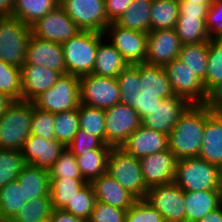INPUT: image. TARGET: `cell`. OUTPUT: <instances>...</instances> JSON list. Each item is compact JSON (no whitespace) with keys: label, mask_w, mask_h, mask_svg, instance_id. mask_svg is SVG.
I'll return each instance as SVG.
<instances>
[{"label":"cell","mask_w":222,"mask_h":222,"mask_svg":"<svg viewBox=\"0 0 222 222\" xmlns=\"http://www.w3.org/2000/svg\"><path fill=\"white\" fill-rule=\"evenodd\" d=\"M0 92L15 101L22 100L21 70L0 60Z\"/></svg>","instance_id":"42"},{"label":"cell","mask_w":222,"mask_h":222,"mask_svg":"<svg viewBox=\"0 0 222 222\" xmlns=\"http://www.w3.org/2000/svg\"><path fill=\"white\" fill-rule=\"evenodd\" d=\"M21 70L22 101L32 102L50 89L61 76L58 71L36 64H23Z\"/></svg>","instance_id":"22"},{"label":"cell","mask_w":222,"mask_h":222,"mask_svg":"<svg viewBox=\"0 0 222 222\" xmlns=\"http://www.w3.org/2000/svg\"><path fill=\"white\" fill-rule=\"evenodd\" d=\"M30 26L12 16L0 19V60L21 67L31 37Z\"/></svg>","instance_id":"7"},{"label":"cell","mask_w":222,"mask_h":222,"mask_svg":"<svg viewBox=\"0 0 222 222\" xmlns=\"http://www.w3.org/2000/svg\"><path fill=\"white\" fill-rule=\"evenodd\" d=\"M52 211L51 196L35 198L20 207L12 222H47Z\"/></svg>","instance_id":"37"},{"label":"cell","mask_w":222,"mask_h":222,"mask_svg":"<svg viewBox=\"0 0 222 222\" xmlns=\"http://www.w3.org/2000/svg\"><path fill=\"white\" fill-rule=\"evenodd\" d=\"M49 222H86L63 209H52Z\"/></svg>","instance_id":"52"},{"label":"cell","mask_w":222,"mask_h":222,"mask_svg":"<svg viewBox=\"0 0 222 222\" xmlns=\"http://www.w3.org/2000/svg\"><path fill=\"white\" fill-rule=\"evenodd\" d=\"M14 99L0 92V117L8 110V108L14 103Z\"/></svg>","instance_id":"55"},{"label":"cell","mask_w":222,"mask_h":222,"mask_svg":"<svg viewBox=\"0 0 222 222\" xmlns=\"http://www.w3.org/2000/svg\"><path fill=\"white\" fill-rule=\"evenodd\" d=\"M25 165L21 151L0 149V189L16 180Z\"/></svg>","instance_id":"40"},{"label":"cell","mask_w":222,"mask_h":222,"mask_svg":"<svg viewBox=\"0 0 222 222\" xmlns=\"http://www.w3.org/2000/svg\"><path fill=\"white\" fill-rule=\"evenodd\" d=\"M177 158L167 149L140 159L144 182L148 188L173 182Z\"/></svg>","instance_id":"19"},{"label":"cell","mask_w":222,"mask_h":222,"mask_svg":"<svg viewBox=\"0 0 222 222\" xmlns=\"http://www.w3.org/2000/svg\"><path fill=\"white\" fill-rule=\"evenodd\" d=\"M128 65L123 56L107 40V37L100 41L96 53L93 74L116 78Z\"/></svg>","instance_id":"26"},{"label":"cell","mask_w":222,"mask_h":222,"mask_svg":"<svg viewBox=\"0 0 222 222\" xmlns=\"http://www.w3.org/2000/svg\"><path fill=\"white\" fill-rule=\"evenodd\" d=\"M145 200L162 215L164 222H185L184 190L174 182L150 187Z\"/></svg>","instance_id":"12"},{"label":"cell","mask_w":222,"mask_h":222,"mask_svg":"<svg viewBox=\"0 0 222 222\" xmlns=\"http://www.w3.org/2000/svg\"><path fill=\"white\" fill-rule=\"evenodd\" d=\"M151 3L152 0H133L127 11L115 23L126 29L149 33L151 31Z\"/></svg>","instance_id":"28"},{"label":"cell","mask_w":222,"mask_h":222,"mask_svg":"<svg viewBox=\"0 0 222 222\" xmlns=\"http://www.w3.org/2000/svg\"><path fill=\"white\" fill-rule=\"evenodd\" d=\"M198 157L222 167V114L213 113L207 107L202 147Z\"/></svg>","instance_id":"23"},{"label":"cell","mask_w":222,"mask_h":222,"mask_svg":"<svg viewBox=\"0 0 222 222\" xmlns=\"http://www.w3.org/2000/svg\"><path fill=\"white\" fill-rule=\"evenodd\" d=\"M66 147L56 139L30 134L21 149L25 164L49 171Z\"/></svg>","instance_id":"18"},{"label":"cell","mask_w":222,"mask_h":222,"mask_svg":"<svg viewBox=\"0 0 222 222\" xmlns=\"http://www.w3.org/2000/svg\"><path fill=\"white\" fill-rule=\"evenodd\" d=\"M206 26L210 39H222V0H214L209 7Z\"/></svg>","instance_id":"48"},{"label":"cell","mask_w":222,"mask_h":222,"mask_svg":"<svg viewBox=\"0 0 222 222\" xmlns=\"http://www.w3.org/2000/svg\"><path fill=\"white\" fill-rule=\"evenodd\" d=\"M219 191L222 194V167L220 168Z\"/></svg>","instance_id":"57"},{"label":"cell","mask_w":222,"mask_h":222,"mask_svg":"<svg viewBox=\"0 0 222 222\" xmlns=\"http://www.w3.org/2000/svg\"><path fill=\"white\" fill-rule=\"evenodd\" d=\"M67 148L72 154L79 156L93 149H112V146L104 144L97 136L79 128Z\"/></svg>","instance_id":"45"},{"label":"cell","mask_w":222,"mask_h":222,"mask_svg":"<svg viewBox=\"0 0 222 222\" xmlns=\"http://www.w3.org/2000/svg\"><path fill=\"white\" fill-rule=\"evenodd\" d=\"M206 106L191 104L168 134V149L177 159L198 157L203 140Z\"/></svg>","instance_id":"2"},{"label":"cell","mask_w":222,"mask_h":222,"mask_svg":"<svg viewBox=\"0 0 222 222\" xmlns=\"http://www.w3.org/2000/svg\"><path fill=\"white\" fill-rule=\"evenodd\" d=\"M185 222H197L222 205L219 190L184 191Z\"/></svg>","instance_id":"25"},{"label":"cell","mask_w":222,"mask_h":222,"mask_svg":"<svg viewBox=\"0 0 222 222\" xmlns=\"http://www.w3.org/2000/svg\"><path fill=\"white\" fill-rule=\"evenodd\" d=\"M30 29L32 35L58 44H63L81 31L60 5L38 19Z\"/></svg>","instance_id":"15"},{"label":"cell","mask_w":222,"mask_h":222,"mask_svg":"<svg viewBox=\"0 0 222 222\" xmlns=\"http://www.w3.org/2000/svg\"><path fill=\"white\" fill-rule=\"evenodd\" d=\"M107 174L137 199H145L149 188L144 182L140 161L121 147H112L107 161Z\"/></svg>","instance_id":"6"},{"label":"cell","mask_w":222,"mask_h":222,"mask_svg":"<svg viewBox=\"0 0 222 222\" xmlns=\"http://www.w3.org/2000/svg\"><path fill=\"white\" fill-rule=\"evenodd\" d=\"M116 80L120 103L130 105L141 119L163 99L175 95L163 66L148 63L128 65Z\"/></svg>","instance_id":"1"},{"label":"cell","mask_w":222,"mask_h":222,"mask_svg":"<svg viewBox=\"0 0 222 222\" xmlns=\"http://www.w3.org/2000/svg\"><path fill=\"white\" fill-rule=\"evenodd\" d=\"M55 114L41 110L33 105V114L30 124V132L41 135L45 139H56L54 134Z\"/></svg>","instance_id":"44"},{"label":"cell","mask_w":222,"mask_h":222,"mask_svg":"<svg viewBox=\"0 0 222 222\" xmlns=\"http://www.w3.org/2000/svg\"><path fill=\"white\" fill-rule=\"evenodd\" d=\"M182 45L175 28L152 30L148 33L145 63L164 66L178 58Z\"/></svg>","instance_id":"16"},{"label":"cell","mask_w":222,"mask_h":222,"mask_svg":"<svg viewBox=\"0 0 222 222\" xmlns=\"http://www.w3.org/2000/svg\"><path fill=\"white\" fill-rule=\"evenodd\" d=\"M207 72L203 82L206 93L222 82V39H210Z\"/></svg>","instance_id":"38"},{"label":"cell","mask_w":222,"mask_h":222,"mask_svg":"<svg viewBox=\"0 0 222 222\" xmlns=\"http://www.w3.org/2000/svg\"><path fill=\"white\" fill-rule=\"evenodd\" d=\"M179 17H207L212 3H186L178 0Z\"/></svg>","instance_id":"49"},{"label":"cell","mask_w":222,"mask_h":222,"mask_svg":"<svg viewBox=\"0 0 222 222\" xmlns=\"http://www.w3.org/2000/svg\"><path fill=\"white\" fill-rule=\"evenodd\" d=\"M104 33L80 31L62 44L67 74L84 76L93 72L96 53Z\"/></svg>","instance_id":"3"},{"label":"cell","mask_w":222,"mask_h":222,"mask_svg":"<svg viewBox=\"0 0 222 222\" xmlns=\"http://www.w3.org/2000/svg\"><path fill=\"white\" fill-rule=\"evenodd\" d=\"M59 5L82 31L104 33L110 24L105 0H59Z\"/></svg>","instance_id":"9"},{"label":"cell","mask_w":222,"mask_h":222,"mask_svg":"<svg viewBox=\"0 0 222 222\" xmlns=\"http://www.w3.org/2000/svg\"><path fill=\"white\" fill-rule=\"evenodd\" d=\"M0 222H12L11 220H0Z\"/></svg>","instance_id":"58"},{"label":"cell","mask_w":222,"mask_h":222,"mask_svg":"<svg viewBox=\"0 0 222 222\" xmlns=\"http://www.w3.org/2000/svg\"><path fill=\"white\" fill-rule=\"evenodd\" d=\"M14 0H0V16L9 17L13 13Z\"/></svg>","instance_id":"54"},{"label":"cell","mask_w":222,"mask_h":222,"mask_svg":"<svg viewBox=\"0 0 222 222\" xmlns=\"http://www.w3.org/2000/svg\"><path fill=\"white\" fill-rule=\"evenodd\" d=\"M23 187L27 202L42 196H50L49 171L26 164L16 179Z\"/></svg>","instance_id":"27"},{"label":"cell","mask_w":222,"mask_h":222,"mask_svg":"<svg viewBox=\"0 0 222 222\" xmlns=\"http://www.w3.org/2000/svg\"><path fill=\"white\" fill-rule=\"evenodd\" d=\"M190 105L186 99L176 95L163 99L150 114L142 118V125L168 135Z\"/></svg>","instance_id":"17"},{"label":"cell","mask_w":222,"mask_h":222,"mask_svg":"<svg viewBox=\"0 0 222 222\" xmlns=\"http://www.w3.org/2000/svg\"><path fill=\"white\" fill-rule=\"evenodd\" d=\"M207 17H178L175 30L182 44L209 42Z\"/></svg>","instance_id":"33"},{"label":"cell","mask_w":222,"mask_h":222,"mask_svg":"<svg viewBox=\"0 0 222 222\" xmlns=\"http://www.w3.org/2000/svg\"><path fill=\"white\" fill-rule=\"evenodd\" d=\"M186 3H213L214 0H182Z\"/></svg>","instance_id":"56"},{"label":"cell","mask_w":222,"mask_h":222,"mask_svg":"<svg viewBox=\"0 0 222 222\" xmlns=\"http://www.w3.org/2000/svg\"><path fill=\"white\" fill-rule=\"evenodd\" d=\"M96 202V197L90 182H87L76 194V196L69 201L64 211L73 214L76 217L88 221L93 211Z\"/></svg>","instance_id":"41"},{"label":"cell","mask_w":222,"mask_h":222,"mask_svg":"<svg viewBox=\"0 0 222 222\" xmlns=\"http://www.w3.org/2000/svg\"><path fill=\"white\" fill-rule=\"evenodd\" d=\"M24 64H36L66 74L62 44L31 35Z\"/></svg>","instance_id":"20"},{"label":"cell","mask_w":222,"mask_h":222,"mask_svg":"<svg viewBox=\"0 0 222 222\" xmlns=\"http://www.w3.org/2000/svg\"><path fill=\"white\" fill-rule=\"evenodd\" d=\"M33 103L14 101L0 117V149L21 151L30 136Z\"/></svg>","instance_id":"5"},{"label":"cell","mask_w":222,"mask_h":222,"mask_svg":"<svg viewBox=\"0 0 222 222\" xmlns=\"http://www.w3.org/2000/svg\"><path fill=\"white\" fill-rule=\"evenodd\" d=\"M220 168L200 157L178 159L173 182L184 191L219 190Z\"/></svg>","instance_id":"4"},{"label":"cell","mask_w":222,"mask_h":222,"mask_svg":"<svg viewBox=\"0 0 222 222\" xmlns=\"http://www.w3.org/2000/svg\"><path fill=\"white\" fill-rule=\"evenodd\" d=\"M125 222H164V219L145 199H138L127 210Z\"/></svg>","instance_id":"46"},{"label":"cell","mask_w":222,"mask_h":222,"mask_svg":"<svg viewBox=\"0 0 222 222\" xmlns=\"http://www.w3.org/2000/svg\"><path fill=\"white\" fill-rule=\"evenodd\" d=\"M204 105L213 113L222 114V82L215 85L208 93Z\"/></svg>","instance_id":"51"},{"label":"cell","mask_w":222,"mask_h":222,"mask_svg":"<svg viewBox=\"0 0 222 222\" xmlns=\"http://www.w3.org/2000/svg\"><path fill=\"white\" fill-rule=\"evenodd\" d=\"M127 210L96 201L87 222H125Z\"/></svg>","instance_id":"47"},{"label":"cell","mask_w":222,"mask_h":222,"mask_svg":"<svg viewBox=\"0 0 222 222\" xmlns=\"http://www.w3.org/2000/svg\"><path fill=\"white\" fill-rule=\"evenodd\" d=\"M104 36L109 37L107 40L129 65L145 63L148 33L126 29L112 22L106 27Z\"/></svg>","instance_id":"13"},{"label":"cell","mask_w":222,"mask_h":222,"mask_svg":"<svg viewBox=\"0 0 222 222\" xmlns=\"http://www.w3.org/2000/svg\"><path fill=\"white\" fill-rule=\"evenodd\" d=\"M26 203L23 187L17 180L6 184L0 189V220H12Z\"/></svg>","instance_id":"35"},{"label":"cell","mask_w":222,"mask_h":222,"mask_svg":"<svg viewBox=\"0 0 222 222\" xmlns=\"http://www.w3.org/2000/svg\"><path fill=\"white\" fill-rule=\"evenodd\" d=\"M79 128L86 133L97 136L106 144L105 135V111L96 107L79 104L78 107Z\"/></svg>","instance_id":"36"},{"label":"cell","mask_w":222,"mask_h":222,"mask_svg":"<svg viewBox=\"0 0 222 222\" xmlns=\"http://www.w3.org/2000/svg\"><path fill=\"white\" fill-rule=\"evenodd\" d=\"M121 148L138 160L168 149V135L141 125L133 131Z\"/></svg>","instance_id":"21"},{"label":"cell","mask_w":222,"mask_h":222,"mask_svg":"<svg viewBox=\"0 0 222 222\" xmlns=\"http://www.w3.org/2000/svg\"><path fill=\"white\" fill-rule=\"evenodd\" d=\"M53 129L56 140L67 147L79 129L78 109L56 113Z\"/></svg>","instance_id":"39"},{"label":"cell","mask_w":222,"mask_h":222,"mask_svg":"<svg viewBox=\"0 0 222 222\" xmlns=\"http://www.w3.org/2000/svg\"><path fill=\"white\" fill-rule=\"evenodd\" d=\"M86 183L85 179L50 178L52 209H64Z\"/></svg>","instance_id":"31"},{"label":"cell","mask_w":222,"mask_h":222,"mask_svg":"<svg viewBox=\"0 0 222 222\" xmlns=\"http://www.w3.org/2000/svg\"><path fill=\"white\" fill-rule=\"evenodd\" d=\"M176 96L190 104H204L207 93L203 82L180 60L175 59L163 66Z\"/></svg>","instance_id":"14"},{"label":"cell","mask_w":222,"mask_h":222,"mask_svg":"<svg viewBox=\"0 0 222 222\" xmlns=\"http://www.w3.org/2000/svg\"><path fill=\"white\" fill-rule=\"evenodd\" d=\"M80 103L103 110L120 103L116 78L93 73L80 76Z\"/></svg>","instance_id":"10"},{"label":"cell","mask_w":222,"mask_h":222,"mask_svg":"<svg viewBox=\"0 0 222 222\" xmlns=\"http://www.w3.org/2000/svg\"><path fill=\"white\" fill-rule=\"evenodd\" d=\"M178 17V0H152L150 7L151 31L175 28Z\"/></svg>","instance_id":"32"},{"label":"cell","mask_w":222,"mask_h":222,"mask_svg":"<svg viewBox=\"0 0 222 222\" xmlns=\"http://www.w3.org/2000/svg\"><path fill=\"white\" fill-rule=\"evenodd\" d=\"M133 0H106V14L110 23L115 22L121 15L127 11Z\"/></svg>","instance_id":"50"},{"label":"cell","mask_w":222,"mask_h":222,"mask_svg":"<svg viewBox=\"0 0 222 222\" xmlns=\"http://www.w3.org/2000/svg\"><path fill=\"white\" fill-rule=\"evenodd\" d=\"M33 105L52 114L78 109L80 104V77L61 75L56 83L32 101Z\"/></svg>","instance_id":"8"},{"label":"cell","mask_w":222,"mask_h":222,"mask_svg":"<svg viewBox=\"0 0 222 222\" xmlns=\"http://www.w3.org/2000/svg\"><path fill=\"white\" fill-rule=\"evenodd\" d=\"M208 49L209 42L183 44L177 58L202 82L205 81L207 72Z\"/></svg>","instance_id":"30"},{"label":"cell","mask_w":222,"mask_h":222,"mask_svg":"<svg viewBox=\"0 0 222 222\" xmlns=\"http://www.w3.org/2000/svg\"><path fill=\"white\" fill-rule=\"evenodd\" d=\"M111 149H93L75 156L83 178L87 182L107 173V161Z\"/></svg>","instance_id":"34"},{"label":"cell","mask_w":222,"mask_h":222,"mask_svg":"<svg viewBox=\"0 0 222 222\" xmlns=\"http://www.w3.org/2000/svg\"><path fill=\"white\" fill-rule=\"evenodd\" d=\"M197 222H222V205L206 214Z\"/></svg>","instance_id":"53"},{"label":"cell","mask_w":222,"mask_h":222,"mask_svg":"<svg viewBox=\"0 0 222 222\" xmlns=\"http://www.w3.org/2000/svg\"><path fill=\"white\" fill-rule=\"evenodd\" d=\"M50 178H73L84 179L77 165V160L66 147L55 161L53 167L49 170Z\"/></svg>","instance_id":"43"},{"label":"cell","mask_w":222,"mask_h":222,"mask_svg":"<svg viewBox=\"0 0 222 222\" xmlns=\"http://www.w3.org/2000/svg\"><path fill=\"white\" fill-rule=\"evenodd\" d=\"M105 111L106 144L121 147L128 136L142 125L138 112L130 105L118 103Z\"/></svg>","instance_id":"11"},{"label":"cell","mask_w":222,"mask_h":222,"mask_svg":"<svg viewBox=\"0 0 222 222\" xmlns=\"http://www.w3.org/2000/svg\"><path fill=\"white\" fill-rule=\"evenodd\" d=\"M58 5L59 0H14L12 17L31 26Z\"/></svg>","instance_id":"29"},{"label":"cell","mask_w":222,"mask_h":222,"mask_svg":"<svg viewBox=\"0 0 222 222\" xmlns=\"http://www.w3.org/2000/svg\"><path fill=\"white\" fill-rule=\"evenodd\" d=\"M90 183L96 201L111 205L115 208L128 210L138 200L107 173L93 179Z\"/></svg>","instance_id":"24"}]
</instances>
